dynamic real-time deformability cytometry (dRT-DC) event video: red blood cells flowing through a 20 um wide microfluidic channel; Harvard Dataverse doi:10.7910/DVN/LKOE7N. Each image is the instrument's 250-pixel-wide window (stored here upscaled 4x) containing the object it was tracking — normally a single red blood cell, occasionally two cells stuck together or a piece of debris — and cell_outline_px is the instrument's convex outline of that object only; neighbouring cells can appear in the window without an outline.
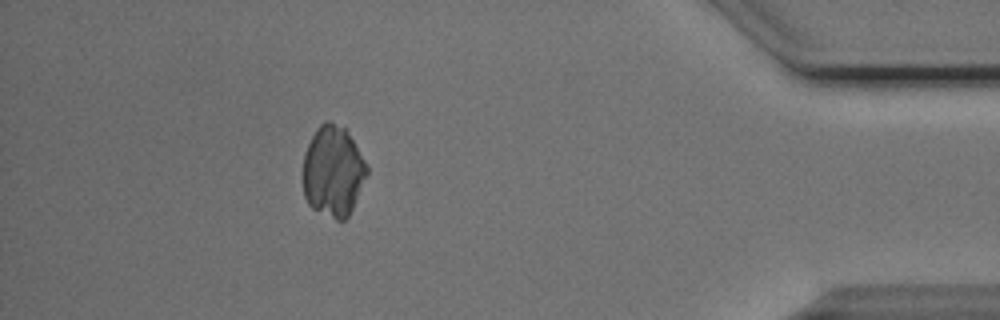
{"species": "Egyptian fruit bat (a non-hibernating species)", "species_latin": "Rousettus aegyptiacus", "temperature_condition": "cold", "stored_images_in_passage": 38, "camera_frame_rate_fps": 3000, "um_per_image_px": 0.085, "animal": {"sex": "male"}, "frame": {"image": 1, "passage_image": 33, "time_ms": 10.667, "image_size_px": [1000, 320], "cell_outline_px": [[368, 172], [352, 208], [348, 216], [344, 220], [336, 220], [312, 208], [308, 204], [304, 196], [304, 152], [316, 128], [324, 120], [328, 120], [344, 128], [348, 132], [364, 160], [368, 168]], "centroid_in_image_um": [28.3, 14.55], "position_along_channel_um": 406.9, "area_um2": 33.47}}